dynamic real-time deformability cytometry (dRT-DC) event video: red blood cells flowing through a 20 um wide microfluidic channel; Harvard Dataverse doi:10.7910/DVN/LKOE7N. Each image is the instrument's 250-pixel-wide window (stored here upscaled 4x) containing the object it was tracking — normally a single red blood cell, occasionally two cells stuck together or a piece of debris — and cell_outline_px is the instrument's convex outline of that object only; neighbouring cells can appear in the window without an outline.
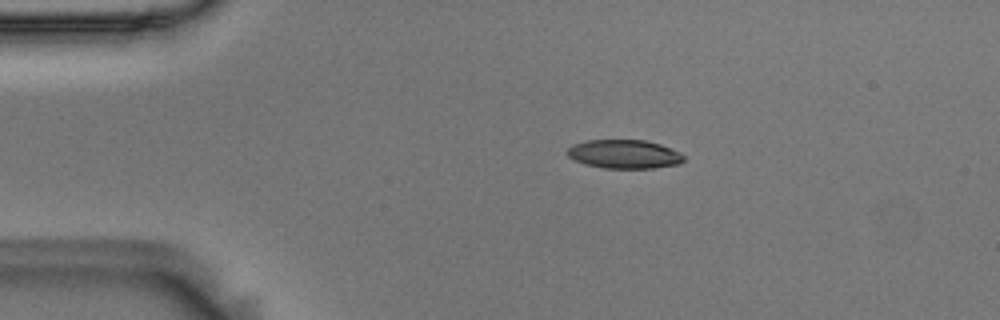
{"species": "Egyptian fruit bat (a non-hibernating species)", "species_latin": "Rousettus aegyptiacus", "temperature_condition": "room temperature", "stored_images_in_passage": 46, "camera_frame_rate_fps": 3000, "um_per_image_px": 0.085, "animal": {"sex": "male"}, "frame": {"image": 1, "passage_image": 2, "time_ms": 0.333, "image_size_px": [1000, 320], "cell_outline_px": [[684, 160], [680, 164], [652, 168], [604, 168], [584, 164], [568, 156], [564, 152], [572, 144], [584, 140], [644, 140], [660, 144], [680, 152], [684, 156]], "centroid_in_image_um": [53.03, 13.1], "position_along_channel_um": 32.0, "area_um2": 19.65}}
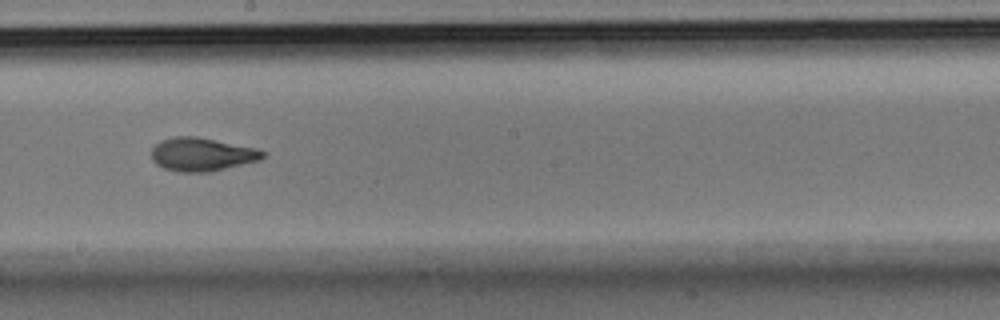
{"frame": {"image": 2, "passage_image": 22, "time_ms": 7.0, "image_size_px": [1000, 320], "cell_outline_px": [[264, 156], [260, 160], [212, 172], [180, 172], [164, 168], [156, 164], [152, 160], [152, 148], [160, 140], [172, 136], [196, 136], [256, 148], [264, 152]], "centroid_in_image_um": [17.14, 13.12], "position_along_channel_um": 231.1, "area_um2": 21.73}}
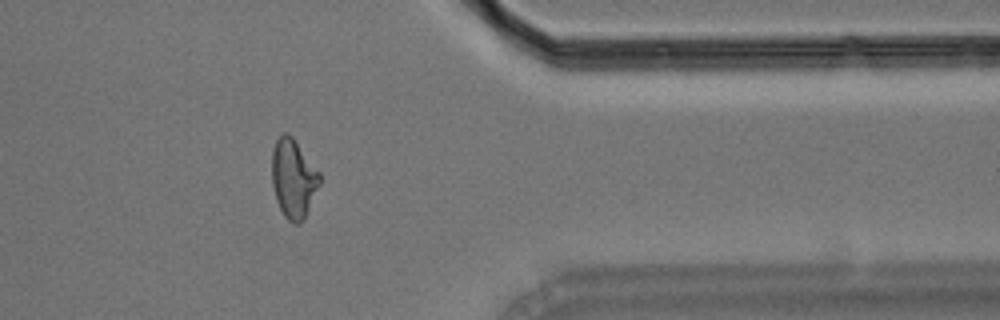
{"frame": {"image": 3, "passage_image": 36, "time_ms": 11.667, "image_size_px": [1000, 320], "cell_outline_px": [[320, 184], [304, 220], [300, 224], [292, 224], [284, 216], [276, 200], [272, 184], [272, 152], [276, 140], [284, 132], [288, 132], [292, 136], [320, 172]], "centroid_in_image_um": [24.94, 15.19], "position_along_channel_um": 386.5, "area_um2": 22.08}, "authors_computed_cell_mechanics": {"area_um2": 21.3282, "velocity_mm_per_s": 3.6621, "shape_relaxation_time_tau1_ms": 6.9979, "shape_relaxation_time_tau2_ms": 2.0252, "deformation_change_tau1": 0.2018, "deformation_change_tau2": 0.0821}}